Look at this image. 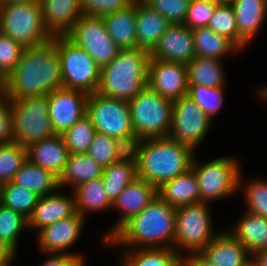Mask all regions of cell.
Instances as JSON below:
<instances>
[{
  "label": "cell",
  "instance_id": "ee69618b",
  "mask_svg": "<svg viewBox=\"0 0 267 266\" xmlns=\"http://www.w3.org/2000/svg\"><path fill=\"white\" fill-rule=\"evenodd\" d=\"M115 141V138L97 132L86 154L102 168L110 166L116 162Z\"/></svg>",
  "mask_w": 267,
  "mask_h": 266
},
{
  "label": "cell",
  "instance_id": "f6af8a7d",
  "mask_svg": "<svg viewBox=\"0 0 267 266\" xmlns=\"http://www.w3.org/2000/svg\"><path fill=\"white\" fill-rule=\"evenodd\" d=\"M216 6L211 0H190L183 25L192 30L207 27Z\"/></svg>",
  "mask_w": 267,
  "mask_h": 266
},
{
  "label": "cell",
  "instance_id": "11a10c76",
  "mask_svg": "<svg viewBox=\"0 0 267 266\" xmlns=\"http://www.w3.org/2000/svg\"><path fill=\"white\" fill-rule=\"evenodd\" d=\"M23 1H37V2H39L40 0H0V6L7 4V3L23 2Z\"/></svg>",
  "mask_w": 267,
  "mask_h": 266
},
{
  "label": "cell",
  "instance_id": "d590c367",
  "mask_svg": "<svg viewBox=\"0 0 267 266\" xmlns=\"http://www.w3.org/2000/svg\"><path fill=\"white\" fill-rule=\"evenodd\" d=\"M28 227V219L0 203V242L15 255L19 236Z\"/></svg>",
  "mask_w": 267,
  "mask_h": 266
},
{
  "label": "cell",
  "instance_id": "52a82bcc",
  "mask_svg": "<svg viewBox=\"0 0 267 266\" xmlns=\"http://www.w3.org/2000/svg\"><path fill=\"white\" fill-rule=\"evenodd\" d=\"M208 203L199 202L175 208L173 249L182 258L187 253H200L217 235L213 230ZM213 230V231H212ZM184 252V254L182 253ZM184 255V256H183Z\"/></svg>",
  "mask_w": 267,
  "mask_h": 266
},
{
  "label": "cell",
  "instance_id": "484cf974",
  "mask_svg": "<svg viewBox=\"0 0 267 266\" xmlns=\"http://www.w3.org/2000/svg\"><path fill=\"white\" fill-rule=\"evenodd\" d=\"M107 32L120 49L137 48L136 39V0L125 10L102 17Z\"/></svg>",
  "mask_w": 267,
  "mask_h": 266
},
{
  "label": "cell",
  "instance_id": "1f68e13d",
  "mask_svg": "<svg viewBox=\"0 0 267 266\" xmlns=\"http://www.w3.org/2000/svg\"><path fill=\"white\" fill-rule=\"evenodd\" d=\"M221 60L215 58L195 57L187 64L188 86H207L224 88L226 75Z\"/></svg>",
  "mask_w": 267,
  "mask_h": 266
},
{
  "label": "cell",
  "instance_id": "d6986e66",
  "mask_svg": "<svg viewBox=\"0 0 267 266\" xmlns=\"http://www.w3.org/2000/svg\"><path fill=\"white\" fill-rule=\"evenodd\" d=\"M55 191L40 196L31 216L28 218V228L39 232L41 229L57 221L72 217L76 212L75 197Z\"/></svg>",
  "mask_w": 267,
  "mask_h": 266
},
{
  "label": "cell",
  "instance_id": "5bb4252c",
  "mask_svg": "<svg viewBox=\"0 0 267 266\" xmlns=\"http://www.w3.org/2000/svg\"><path fill=\"white\" fill-rule=\"evenodd\" d=\"M49 118L56 134L62 135L87 113L88 94L60 88L47 94Z\"/></svg>",
  "mask_w": 267,
  "mask_h": 266
},
{
  "label": "cell",
  "instance_id": "7402d4cb",
  "mask_svg": "<svg viewBox=\"0 0 267 266\" xmlns=\"http://www.w3.org/2000/svg\"><path fill=\"white\" fill-rule=\"evenodd\" d=\"M238 30V49L242 50L257 35L267 17V0H233L231 2Z\"/></svg>",
  "mask_w": 267,
  "mask_h": 266
},
{
  "label": "cell",
  "instance_id": "4316f807",
  "mask_svg": "<svg viewBox=\"0 0 267 266\" xmlns=\"http://www.w3.org/2000/svg\"><path fill=\"white\" fill-rule=\"evenodd\" d=\"M231 229L229 232L246 247L251 256L267 248V218L246 211Z\"/></svg>",
  "mask_w": 267,
  "mask_h": 266
},
{
  "label": "cell",
  "instance_id": "8992f818",
  "mask_svg": "<svg viewBox=\"0 0 267 266\" xmlns=\"http://www.w3.org/2000/svg\"><path fill=\"white\" fill-rule=\"evenodd\" d=\"M9 100L15 142L27 147L56 135L49 118L47 95Z\"/></svg>",
  "mask_w": 267,
  "mask_h": 266
},
{
  "label": "cell",
  "instance_id": "83f0119b",
  "mask_svg": "<svg viewBox=\"0 0 267 266\" xmlns=\"http://www.w3.org/2000/svg\"><path fill=\"white\" fill-rule=\"evenodd\" d=\"M103 168L86 153L69 154L64 169L58 177L60 189L70 185L71 191L78 185L102 177Z\"/></svg>",
  "mask_w": 267,
  "mask_h": 266
},
{
  "label": "cell",
  "instance_id": "836d02e7",
  "mask_svg": "<svg viewBox=\"0 0 267 266\" xmlns=\"http://www.w3.org/2000/svg\"><path fill=\"white\" fill-rule=\"evenodd\" d=\"M102 181L112 203L137 178V164L114 162L102 170Z\"/></svg>",
  "mask_w": 267,
  "mask_h": 266
},
{
  "label": "cell",
  "instance_id": "681fc988",
  "mask_svg": "<svg viewBox=\"0 0 267 266\" xmlns=\"http://www.w3.org/2000/svg\"><path fill=\"white\" fill-rule=\"evenodd\" d=\"M46 261L40 266H85V257L77 252L69 254H48Z\"/></svg>",
  "mask_w": 267,
  "mask_h": 266
},
{
  "label": "cell",
  "instance_id": "b9f144b4",
  "mask_svg": "<svg viewBox=\"0 0 267 266\" xmlns=\"http://www.w3.org/2000/svg\"><path fill=\"white\" fill-rule=\"evenodd\" d=\"M25 47L0 32V76L3 80L13 71Z\"/></svg>",
  "mask_w": 267,
  "mask_h": 266
},
{
  "label": "cell",
  "instance_id": "30bf717a",
  "mask_svg": "<svg viewBox=\"0 0 267 266\" xmlns=\"http://www.w3.org/2000/svg\"><path fill=\"white\" fill-rule=\"evenodd\" d=\"M56 48L61 61L63 88L92 94L100 83V68L96 62L67 36H56Z\"/></svg>",
  "mask_w": 267,
  "mask_h": 266
},
{
  "label": "cell",
  "instance_id": "6f0895ef",
  "mask_svg": "<svg viewBox=\"0 0 267 266\" xmlns=\"http://www.w3.org/2000/svg\"><path fill=\"white\" fill-rule=\"evenodd\" d=\"M4 92V80L0 76V94Z\"/></svg>",
  "mask_w": 267,
  "mask_h": 266
},
{
  "label": "cell",
  "instance_id": "ffe728a7",
  "mask_svg": "<svg viewBox=\"0 0 267 266\" xmlns=\"http://www.w3.org/2000/svg\"><path fill=\"white\" fill-rule=\"evenodd\" d=\"M200 254L217 266H251L252 256L229 231L219 232Z\"/></svg>",
  "mask_w": 267,
  "mask_h": 266
},
{
  "label": "cell",
  "instance_id": "c3c4849f",
  "mask_svg": "<svg viewBox=\"0 0 267 266\" xmlns=\"http://www.w3.org/2000/svg\"><path fill=\"white\" fill-rule=\"evenodd\" d=\"M14 141L10 100L3 92L0 94V144Z\"/></svg>",
  "mask_w": 267,
  "mask_h": 266
},
{
  "label": "cell",
  "instance_id": "d6a6232c",
  "mask_svg": "<svg viewBox=\"0 0 267 266\" xmlns=\"http://www.w3.org/2000/svg\"><path fill=\"white\" fill-rule=\"evenodd\" d=\"M192 32L195 57L221 60L222 57L239 50L229 39L215 33L208 27L197 28Z\"/></svg>",
  "mask_w": 267,
  "mask_h": 266
},
{
  "label": "cell",
  "instance_id": "e575fe53",
  "mask_svg": "<svg viewBox=\"0 0 267 266\" xmlns=\"http://www.w3.org/2000/svg\"><path fill=\"white\" fill-rule=\"evenodd\" d=\"M39 198L36 192L18 186L12 181L3 183L0 187V203L27 219L31 216Z\"/></svg>",
  "mask_w": 267,
  "mask_h": 266
},
{
  "label": "cell",
  "instance_id": "603a6c76",
  "mask_svg": "<svg viewBox=\"0 0 267 266\" xmlns=\"http://www.w3.org/2000/svg\"><path fill=\"white\" fill-rule=\"evenodd\" d=\"M27 148V159L32 163L41 166L56 176H60L65 163L67 162L69 151L61 135L31 143Z\"/></svg>",
  "mask_w": 267,
  "mask_h": 266
},
{
  "label": "cell",
  "instance_id": "bcb514c9",
  "mask_svg": "<svg viewBox=\"0 0 267 266\" xmlns=\"http://www.w3.org/2000/svg\"><path fill=\"white\" fill-rule=\"evenodd\" d=\"M142 141L143 139L136 133L125 137L116 138V162L138 164Z\"/></svg>",
  "mask_w": 267,
  "mask_h": 266
},
{
  "label": "cell",
  "instance_id": "60d3db41",
  "mask_svg": "<svg viewBox=\"0 0 267 266\" xmlns=\"http://www.w3.org/2000/svg\"><path fill=\"white\" fill-rule=\"evenodd\" d=\"M223 89L202 85L188 86L187 96L213 120L214 116L223 106Z\"/></svg>",
  "mask_w": 267,
  "mask_h": 266
},
{
  "label": "cell",
  "instance_id": "f5cc1de1",
  "mask_svg": "<svg viewBox=\"0 0 267 266\" xmlns=\"http://www.w3.org/2000/svg\"><path fill=\"white\" fill-rule=\"evenodd\" d=\"M251 266H267V248L252 255Z\"/></svg>",
  "mask_w": 267,
  "mask_h": 266
},
{
  "label": "cell",
  "instance_id": "74e56055",
  "mask_svg": "<svg viewBox=\"0 0 267 266\" xmlns=\"http://www.w3.org/2000/svg\"><path fill=\"white\" fill-rule=\"evenodd\" d=\"M27 160V148L12 141L0 144V185L11 182Z\"/></svg>",
  "mask_w": 267,
  "mask_h": 266
},
{
  "label": "cell",
  "instance_id": "3957f363",
  "mask_svg": "<svg viewBox=\"0 0 267 266\" xmlns=\"http://www.w3.org/2000/svg\"><path fill=\"white\" fill-rule=\"evenodd\" d=\"M195 151L169 136L143 139L137 177L159 188L191 168Z\"/></svg>",
  "mask_w": 267,
  "mask_h": 266
},
{
  "label": "cell",
  "instance_id": "4fadbf2b",
  "mask_svg": "<svg viewBox=\"0 0 267 266\" xmlns=\"http://www.w3.org/2000/svg\"><path fill=\"white\" fill-rule=\"evenodd\" d=\"M213 120L187 95L173 101L169 137L194 151L206 137Z\"/></svg>",
  "mask_w": 267,
  "mask_h": 266
},
{
  "label": "cell",
  "instance_id": "f35d334b",
  "mask_svg": "<svg viewBox=\"0 0 267 266\" xmlns=\"http://www.w3.org/2000/svg\"><path fill=\"white\" fill-rule=\"evenodd\" d=\"M207 27L229 39L238 48L237 22L231 3L217 4Z\"/></svg>",
  "mask_w": 267,
  "mask_h": 266
},
{
  "label": "cell",
  "instance_id": "9c48e42d",
  "mask_svg": "<svg viewBox=\"0 0 267 266\" xmlns=\"http://www.w3.org/2000/svg\"><path fill=\"white\" fill-rule=\"evenodd\" d=\"M191 168L199 185L200 202L223 200L240 190L239 177L242 169L234 157L222 156L201 164L194 155Z\"/></svg>",
  "mask_w": 267,
  "mask_h": 266
},
{
  "label": "cell",
  "instance_id": "f907efd6",
  "mask_svg": "<svg viewBox=\"0 0 267 266\" xmlns=\"http://www.w3.org/2000/svg\"><path fill=\"white\" fill-rule=\"evenodd\" d=\"M182 266H217L205 259L200 253L191 254L182 258Z\"/></svg>",
  "mask_w": 267,
  "mask_h": 266
},
{
  "label": "cell",
  "instance_id": "ba28073f",
  "mask_svg": "<svg viewBox=\"0 0 267 266\" xmlns=\"http://www.w3.org/2000/svg\"><path fill=\"white\" fill-rule=\"evenodd\" d=\"M134 133L142 139L169 135L173 101L162 97L146 86L135 98L128 101Z\"/></svg>",
  "mask_w": 267,
  "mask_h": 266
},
{
  "label": "cell",
  "instance_id": "db71d44e",
  "mask_svg": "<svg viewBox=\"0 0 267 266\" xmlns=\"http://www.w3.org/2000/svg\"><path fill=\"white\" fill-rule=\"evenodd\" d=\"M258 91H260L259 92V95H260L259 97H261L262 100L267 102V86L262 87V89L260 87V89Z\"/></svg>",
  "mask_w": 267,
  "mask_h": 266
},
{
  "label": "cell",
  "instance_id": "44dd1931",
  "mask_svg": "<svg viewBox=\"0 0 267 266\" xmlns=\"http://www.w3.org/2000/svg\"><path fill=\"white\" fill-rule=\"evenodd\" d=\"M43 24L48 33L66 36L82 15L81 0H40Z\"/></svg>",
  "mask_w": 267,
  "mask_h": 266
},
{
  "label": "cell",
  "instance_id": "e0dca14e",
  "mask_svg": "<svg viewBox=\"0 0 267 266\" xmlns=\"http://www.w3.org/2000/svg\"><path fill=\"white\" fill-rule=\"evenodd\" d=\"M85 218L76 213L41 229L37 234L39 249L44 254H69L68 249L81 236Z\"/></svg>",
  "mask_w": 267,
  "mask_h": 266
},
{
  "label": "cell",
  "instance_id": "9f6ffc18",
  "mask_svg": "<svg viewBox=\"0 0 267 266\" xmlns=\"http://www.w3.org/2000/svg\"><path fill=\"white\" fill-rule=\"evenodd\" d=\"M216 4H227V3H231L233 0H211Z\"/></svg>",
  "mask_w": 267,
  "mask_h": 266
},
{
  "label": "cell",
  "instance_id": "f1b7e54d",
  "mask_svg": "<svg viewBox=\"0 0 267 266\" xmlns=\"http://www.w3.org/2000/svg\"><path fill=\"white\" fill-rule=\"evenodd\" d=\"M12 182L36 192L39 196L60 191L58 176L27 159L15 174Z\"/></svg>",
  "mask_w": 267,
  "mask_h": 266
},
{
  "label": "cell",
  "instance_id": "8fae6325",
  "mask_svg": "<svg viewBox=\"0 0 267 266\" xmlns=\"http://www.w3.org/2000/svg\"><path fill=\"white\" fill-rule=\"evenodd\" d=\"M66 36L84 49L100 69L112 62L121 50L109 36L101 16L82 14Z\"/></svg>",
  "mask_w": 267,
  "mask_h": 266
},
{
  "label": "cell",
  "instance_id": "7dc6e473",
  "mask_svg": "<svg viewBox=\"0 0 267 266\" xmlns=\"http://www.w3.org/2000/svg\"><path fill=\"white\" fill-rule=\"evenodd\" d=\"M135 0H81V13L90 16H105L125 10Z\"/></svg>",
  "mask_w": 267,
  "mask_h": 266
},
{
  "label": "cell",
  "instance_id": "4dcf8cb0",
  "mask_svg": "<svg viewBox=\"0 0 267 266\" xmlns=\"http://www.w3.org/2000/svg\"><path fill=\"white\" fill-rule=\"evenodd\" d=\"M76 204V212L86 219V214L100 212L113 207L108 198L102 178L78 185L73 190Z\"/></svg>",
  "mask_w": 267,
  "mask_h": 266
},
{
  "label": "cell",
  "instance_id": "f546056e",
  "mask_svg": "<svg viewBox=\"0 0 267 266\" xmlns=\"http://www.w3.org/2000/svg\"><path fill=\"white\" fill-rule=\"evenodd\" d=\"M121 266H182V256L173 248L122 249Z\"/></svg>",
  "mask_w": 267,
  "mask_h": 266
},
{
  "label": "cell",
  "instance_id": "277c9868",
  "mask_svg": "<svg viewBox=\"0 0 267 266\" xmlns=\"http://www.w3.org/2000/svg\"><path fill=\"white\" fill-rule=\"evenodd\" d=\"M150 52L142 48L121 49L108 65L100 69L97 93L130 101L146 86Z\"/></svg>",
  "mask_w": 267,
  "mask_h": 266
},
{
  "label": "cell",
  "instance_id": "7a4b0ae2",
  "mask_svg": "<svg viewBox=\"0 0 267 266\" xmlns=\"http://www.w3.org/2000/svg\"><path fill=\"white\" fill-rule=\"evenodd\" d=\"M175 208L158 194L136 216L127 221L105 244L122 249L173 248Z\"/></svg>",
  "mask_w": 267,
  "mask_h": 266
},
{
  "label": "cell",
  "instance_id": "cb8c5ba5",
  "mask_svg": "<svg viewBox=\"0 0 267 266\" xmlns=\"http://www.w3.org/2000/svg\"><path fill=\"white\" fill-rule=\"evenodd\" d=\"M171 23L142 0H136L137 47L151 52Z\"/></svg>",
  "mask_w": 267,
  "mask_h": 266
},
{
  "label": "cell",
  "instance_id": "d4e9b609",
  "mask_svg": "<svg viewBox=\"0 0 267 266\" xmlns=\"http://www.w3.org/2000/svg\"><path fill=\"white\" fill-rule=\"evenodd\" d=\"M157 194L171 207L177 208L200 202V190L194 170L189 168L179 176L164 182Z\"/></svg>",
  "mask_w": 267,
  "mask_h": 266
},
{
  "label": "cell",
  "instance_id": "6da1fadb",
  "mask_svg": "<svg viewBox=\"0 0 267 266\" xmlns=\"http://www.w3.org/2000/svg\"><path fill=\"white\" fill-rule=\"evenodd\" d=\"M63 88L56 36L45 43L25 47L20 61L4 80L9 99L47 95Z\"/></svg>",
  "mask_w": 267,
  "mask_h": 266
},
{
  "label": "cell",
  "instance_id": "5b68a950",
  "mask_svg": "<svg viewBox=\"0 0 267 266\" xmlns=\"http://www.w3.org/2000/svg\"><path fill=\"white\" fill-rule=\"evenodd\" d=\"M0 32L24 47L40 45L52 38L45 29L41 4L37 1L0 6Z\"/></svg>",
  "mask_w": 267,
  "mask_h": 266
},
{
  "label": "cell",
  "instance_id": "816d5d0a",
  "mask_svg": "<svg viewBox=\"0 0 267 266\" xmlns=\"http://www.w3.org/2000/svg\"><path fill=\"white\" fill-rule=\"evenodd\" d=\"M15 254L0 242V266H11Z\"/></svg>",
  "mask_w": 267,
  "mask_h": 266
},
{
  "label": "cell",
  "instance_id": "2e32d148",
  "mask_svg": "<svg viewBox=\"0 0 267 266\" xmlns=\"http://www.w3.org/2000/svg\"><path fill=\"white\" fill-rule=\"evenodd\" d=\"M157 188L145 180L136 178L128 184L113 203V209L120 211V218L107 233L103 242L106 243L127 221L138 215L155 197Z\"/></svg>",
  "mask_w": 267,
  "mask_h": 266
},
{
  "label": "cell",
  "instance_id": "8d00e7d4",
  "mask_svg": "<svg viewBox=\"0 0 267 266\" xmlns=\"http://www.w3.org/2000/svg\"><path fill=\"white\" fill-rule=\"evenodd\" d=\"M96 133L90 117L86 114L61 136L69 154H84L87 153Z\"/></svg>",
  "mask_w": 267,
  "mask_h": 266
},
{
  "label": "cell",
  "instance_id": "ab89813d",
  "mask_svg": "<svg viewBox=\"0 0 267 266\" xmlns=\"http://www.w3.org/2000/svg\"><path fill=\"white\" fill-rule=\"evenodd\" d=\"M243 172L241 171L239 177V187L244 188V198L246 202V211L254 215L267 218V180L257 178L249 180V182H243ZM245 186H242L241 184Z\"/></svg>",
  "mask_w": 267,
  "mask_h": 266
},
{
  "label": "cell",
  "instance_id": "ac0fdd59",
  "mask_svg": "<svg viewBox=\"0 0 267 266\" xmlns=\"http://www.w3.org/2000/svg\"><path fill=\"white\" fill-rule=\"evenodd\" d=\"M195 58L192 29L171 24L150 52V59L189 64Z\"/></svg>",
  "mask_w": 267,
  "mask_h": 266
},
{
  "label": "cell",
  "instance_id": "7c38bea8",
  "mask_svg": "<svg viewBox=\"0 0 267 266\" xmlns=\"http://www.w3.org/2000/svg\"><path fill=\"white\" fill-rule=\"evenodd\" d=\"M98 133L120 138L134 133L128 101L89 94L86 113Z\"/></svg>",
  "mask_w": 267,
  "mask_h": 266
},
{
  "label": "cell",
  "instance_id": "7bdbcfd3",
  "mask_svg": "<svg viewBox=\"0 0 267 266\" xmlns=\"http://www.w3.org/2000/svg\"><path fill=\"white\" fill-rule=\"evenodd\" d=\"M152 10L164 16L171 24H183L190 0H142Z\"/></svg>",
  "mask_w": 267,
  "mask_h": 266
},
{
  "label": "cell",
  "instance_id": "9a60e30c",
  "mask_svg": "<svg viewBox=\"0 0 267 266\" xmlns=\"http://www.w3.org/2000/svg\"><path fill=\"white\" fill-rule=\"evenodd\" d=\"M147 86L172 101L186 96L188 93L186 64L149 59Z\"/></svg>",
  "mask_w": 267,
  "mask_h": 266
}]
</instances>
